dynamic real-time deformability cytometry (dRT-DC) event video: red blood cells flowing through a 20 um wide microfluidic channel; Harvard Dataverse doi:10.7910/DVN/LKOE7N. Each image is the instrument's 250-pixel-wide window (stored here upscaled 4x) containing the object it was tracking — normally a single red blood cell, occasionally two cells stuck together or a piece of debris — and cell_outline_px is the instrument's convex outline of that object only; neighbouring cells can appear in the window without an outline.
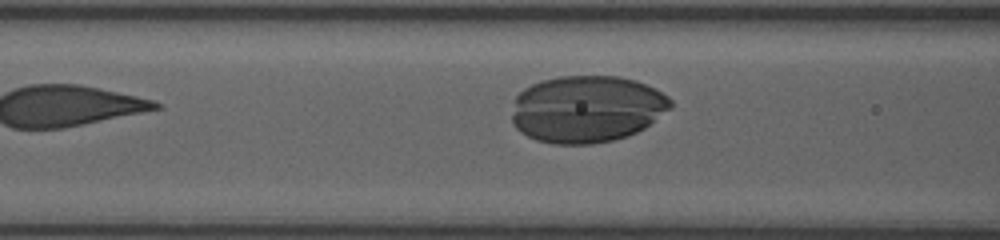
{"species": "human", "species_latin": "Homo sapiens", "temperature_condition": "room temperature", "stored_images_in_passage": 6, "camera_frame_rate_fps": 3000, "um_per_image_px": 0.085, "donor": {"sex": "female"}, "frame": {"image": 1, "passage_image": 5, "time_ms": 4.667, "image_size_px": [1000, 240], "cell_outline_px": [[672, 108], [644, 128], [628, 136], [612, 140], [592, 144], [552, 144], [536, 140], [520, 132], [512, 124], [512, 116], [516, 96], [524, 88], [540, 80], [560, 76], [620, 76], [636, 80], [656, 88], [668, 96], [672, 100]], "centroid_in_image_um": [49.89, 9.26], "position_along_channel_um": 116.7, "area_um2": 62.48}}